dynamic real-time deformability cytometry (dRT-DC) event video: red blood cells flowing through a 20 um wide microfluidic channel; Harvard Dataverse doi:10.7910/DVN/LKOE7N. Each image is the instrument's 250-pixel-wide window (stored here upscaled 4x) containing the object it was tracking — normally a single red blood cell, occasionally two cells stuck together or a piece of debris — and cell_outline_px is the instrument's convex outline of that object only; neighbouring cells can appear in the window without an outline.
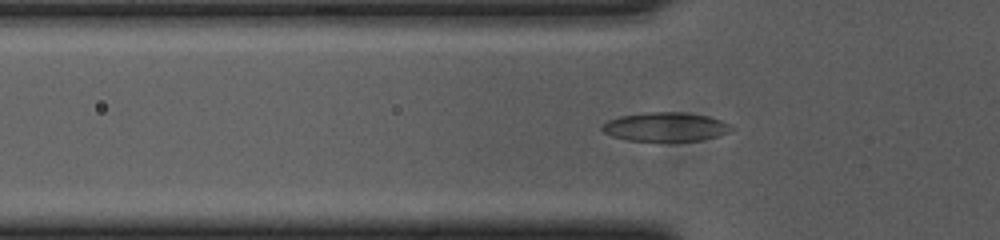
{"species": "common noctule bat (a hibernating species)", "species_latin": "Nyctalus noctula", "temperature_condition": "cold", "stored_images_in_passage": 42, "camera_frame_rate_fps": 3000, "um_per_image_px": 0.085, "animal": {"sex": "female", "body_mass_g": 23.0, "forearm_length_mm": 53.4}, "frame": {"image": 1, "passage_image": 12, "time_ms": 3.667, "image_size_px": [1000, 240], "cell_outline_px": [[736, 128], [732, 132], [704, 140], [628, 140], [612, 136], [604, 132], [600, 128], [608, 120], [620, 116], [644, 112], [684, 112], [708, 116], [732, 124]], "centroid_in_image_um": [56.63, 10.77], "position_along_channel_um": 69.2, "area_um2": 21.85}}
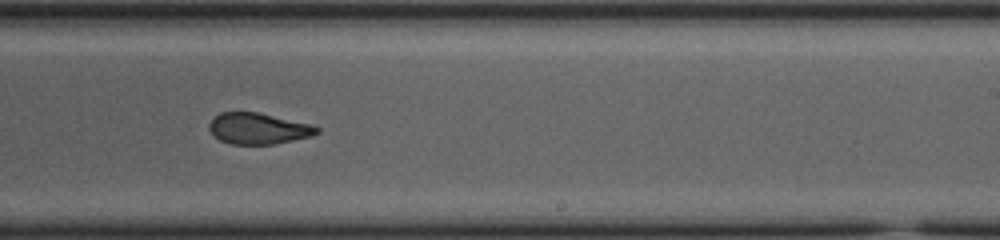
{"frame": {"image": 2, "passage_image": 28, "time_ms": 9.0, "image_size_px": [1000, 240], "cell_outline_px": [[320, 132], [312, 136], [276, 144], [232, 144], [220, 140], [208, 128], [208, 124], [220, 112], [256, 112], [312, 124], [320, 128]], "centroid_in_image_um": [21.99, 10.93], "position_along_channel_um": 267.0, "area_um2": 19.48}}
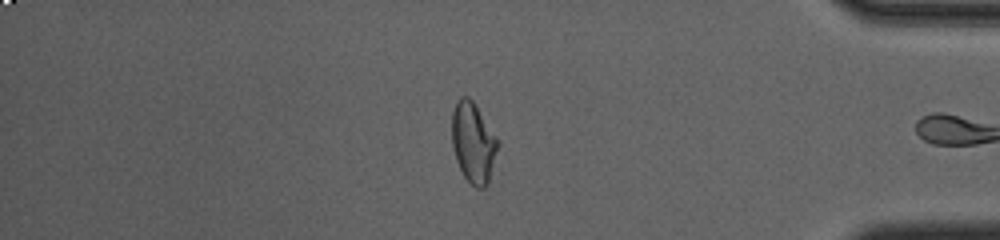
{"frame": {"image": 3, "passage_image": 41, "time_ms": 13.333, "image_size_px": [1000, 240], "cell_outline_px": [[496, 148], [488, 184], [484, 188], [476, 188], [464, 176], [456, 160], [452, 144], [452, 112], [456, 100], [460, 96], [468, 96], [476, 104], [496, 136]], "centroid_in_image_um": [40.18, 12.07], "position_along_channel_um": 395.0, "area_um2": 21.15}, "authors_computed_cell_mechanics": {"area_um2": 21.2126, "velocity_mm_per_s": 3.7022, "shape_relaxation_time_tau1_ms": null, "shape_relaxation_time_tau2_ms": 1.8871, "deformation_change_tau1": null, "deformation_change_tau2": 0.078}}